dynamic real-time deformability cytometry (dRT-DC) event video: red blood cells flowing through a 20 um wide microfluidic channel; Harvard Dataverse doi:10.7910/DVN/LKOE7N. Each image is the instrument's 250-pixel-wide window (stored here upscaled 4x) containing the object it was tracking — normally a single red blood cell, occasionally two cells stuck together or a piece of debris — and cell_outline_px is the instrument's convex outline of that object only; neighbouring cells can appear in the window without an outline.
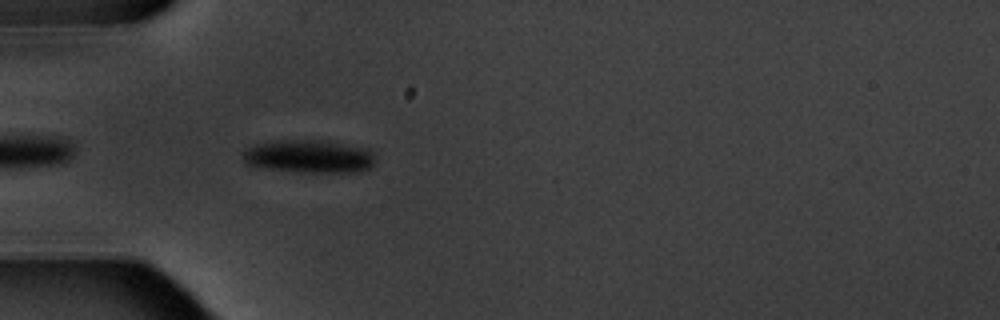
{"species": "common noctule bat (a hibernating species)", "species_latin": "Nyctalus noctula", "temperature_condition": "warm", "stored_images_in_passage": 4, "camera_frame_rate_fps": 3000, "um_per_image_px": 0.085, "animal": {"sex": "male", "body_mass_g": 20.1, "forearm_length_mm": 53.5}, "frame": {"image": 1, "passage_image": 4, "time_ms": 3.667, "image_size_px": [1000, 320], "cell_outline_px": [[376, 160], [368, 168], [356, 172], [304, 172], [268, 168], [252, 164], [244, 160], [240, 152], [256, 144], [276, 140], [336, 140], [376, 148]], "centroid_in_image_um": [26.44, 13.25], "position_along_channel_um": 58.6, "area_um2": 26.18}}